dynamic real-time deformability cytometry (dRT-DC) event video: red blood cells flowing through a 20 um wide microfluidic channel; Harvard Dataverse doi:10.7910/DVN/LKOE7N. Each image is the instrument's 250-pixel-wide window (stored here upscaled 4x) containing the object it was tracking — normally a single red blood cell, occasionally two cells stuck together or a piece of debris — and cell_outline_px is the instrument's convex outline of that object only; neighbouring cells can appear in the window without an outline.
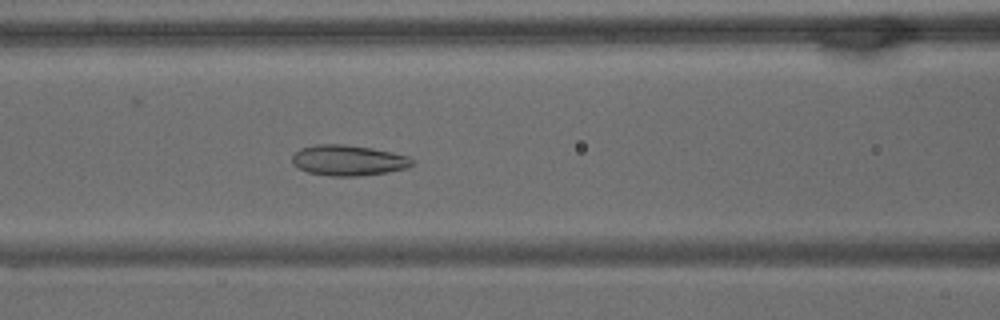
{"species": "common noctule bat (a hibernating species)", "species_latin": "Nyctalus noctula", "temperature_condition": "warm", "stored_images_in_passage": 65, "camera_frame_rate_fps": 3000, "um_per_image_px": 0.085, "animal": {"sex": "male", "body_mass_g": 15.6}, "frame": {"image": 1, "passage_image": 27, "time_ms": 8.667, "image_size_px": [1000, 320], "cell_outline_px": [[416, 160], [408, 168], [388, 172], [360, 176], [332, 176], [308, 172], [292, 164], [292, 156], [300, 148], [316, 144], [344, 144], [372, 148], [392, 152], [408, 156]], "centroid_in_image_um": [29.63, 13.62], "position_along_channel_um": 137.0, "area_um2": 21.5}}
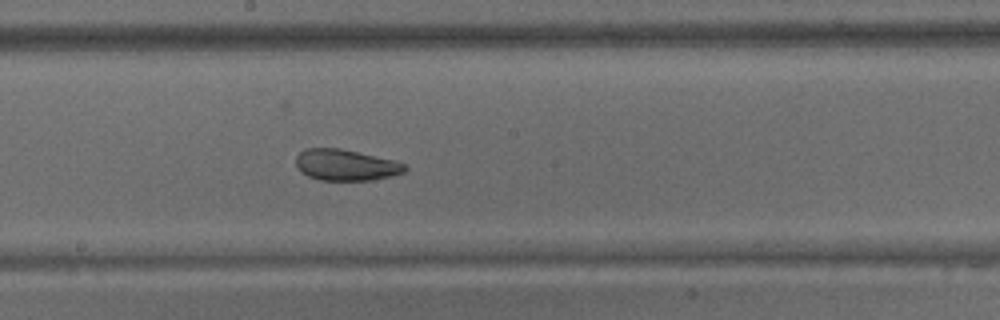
{"frame": {"image": 2, "passage_image": 35, "time_ms": 11.333, "image_size_px": [1000, 320], "cell_outline_px": [[408, 168], [404, 172], [372, 180], [320, 180], [308, 176], [300, 172], [296, 168], [296, 156], [304, 148], [340, 148], [396, 160], [404, 164]], "centroid_in_image_um": [29.36, 14.01], "position_along_channel_um": 218.8, "area_um2": 19.88}}
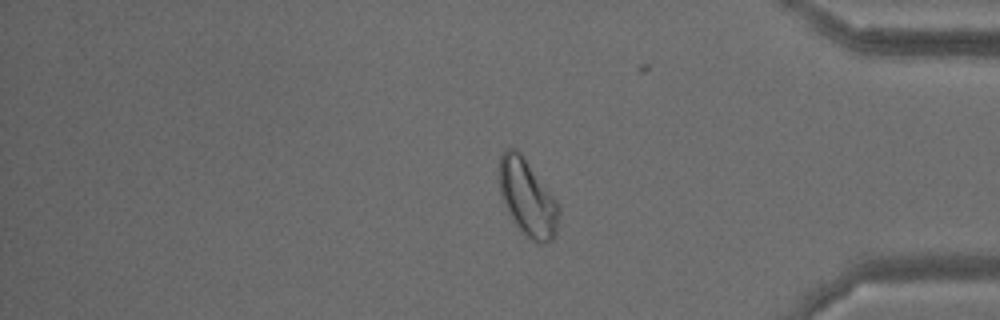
{"frame": {"image": 3, "passage_image": 54, "time_ms": 17.667, "image_size_px": [1000, 320], "cell_outline_px": [[560, 216], [556, 236], [552, 240], [544, 244], [532, 240], [512, 220], [504, 204], [500, 192], [500, 156], [508, 148], [516, 148], [520, 152], [556, 200], [560, 208]], "centroid_in_image_um": [44.87, 16.84], "position_along_channel_um": 390.3, "area_um2": 26.24}, "authors_computed_cell_mechanics": {"area_um2": 25.4898, "velocity_mm_per_s": 3.0725, "shape_relaxation_time_tau1_ms": null, "shape_relaxation_time_tau2_ms": 2.093, "deformation_change_tau1": null, "deformation_change_tau2": 0.0766}}